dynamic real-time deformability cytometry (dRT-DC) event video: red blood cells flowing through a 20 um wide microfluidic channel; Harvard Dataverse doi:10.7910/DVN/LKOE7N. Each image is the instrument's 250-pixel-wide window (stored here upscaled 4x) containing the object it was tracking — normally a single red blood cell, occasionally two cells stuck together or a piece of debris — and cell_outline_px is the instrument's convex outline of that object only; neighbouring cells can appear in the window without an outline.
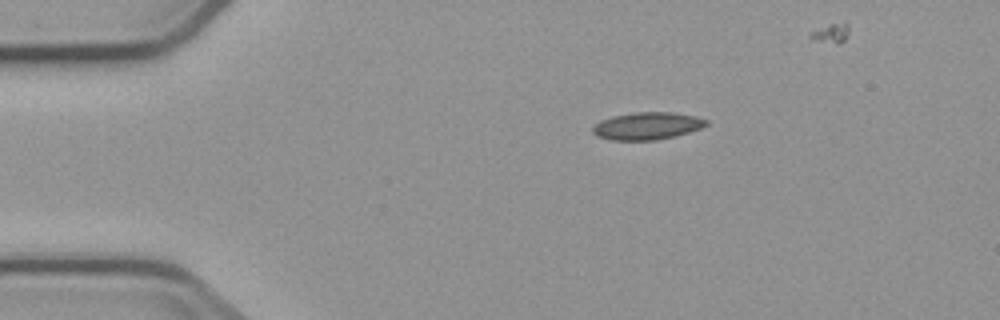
{"species": "common noctule bat (a hibernating species)", "species_latin": "Nyctalus noctula", "temperature_condition": "cold", "stored_images_in_passage": 4, "camera_frame_rate_fps": 3000, "um_per_image_px": 0.085, "animal": {"sex": "male", "body_mass_g": 23.1, "forearm_length_mm": 52.7}, "frame": {"image": 1, "passage_image": 1, "time_ms": 0.0, "image_size_px": [1000, 320], "cell_outline_px": [[708, 124], [700, 128], [676, 136], [656, 140], [612, 140], [596, 136], [592, 132], [592, 128], [600, 120], [612, 116], [636, 112], [672, 112], [696, 116], [708, 120]], "centroid_in_image_um": [55.0, 10.7], "position_along_channel_um": 30.0, "area_um2": 18.15}}
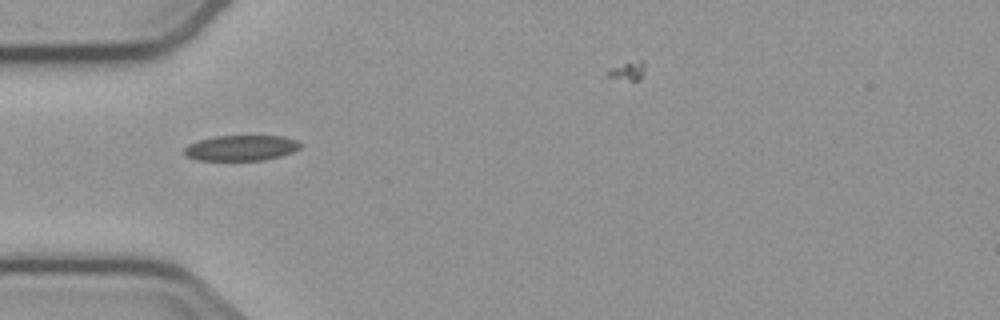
{"frame": {"image": 2, "passage_image": 3, "time_ms": 2.333, "image_size_px": [1000, 320], "cell_outline_px": [[304, 144], [300, 148], [292, 152], [280, 156], [264, 160], [196, 160], [184, 156], [184, 148], [188, 144], [200, 140], [216, 136], [284, 136], [296, 140]], "centroid_in_image_um": [20.5, 12.58], "position_along_channel_um": 64.5, "area_um2": 17.34}}